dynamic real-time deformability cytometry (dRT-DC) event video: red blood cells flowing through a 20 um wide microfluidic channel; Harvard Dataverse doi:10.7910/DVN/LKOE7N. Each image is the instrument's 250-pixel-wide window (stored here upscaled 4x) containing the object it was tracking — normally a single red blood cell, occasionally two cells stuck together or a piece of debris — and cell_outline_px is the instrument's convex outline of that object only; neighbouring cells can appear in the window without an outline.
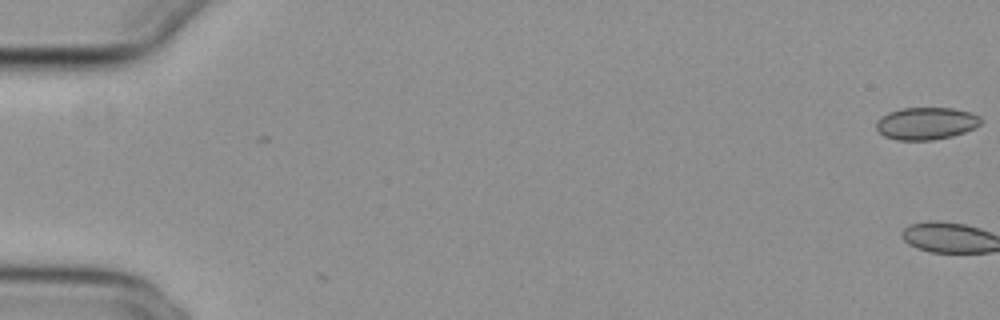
{"species": "common noctule bat (a hibernating species)", "species_latin": "Nyctalus noctula", "temperature_condition": "cold", "stored_images_in_passage": 3, "camera_frame_rate_fps": 3000, "um_per_image_px": 0.085, "animal": {"sex": "female", "body_mass_g": 29.2, "forearm_length_mm": 56.3}, "frame": {"image": 1, "passage_image": 1, "time_ms": 0.0, "image_size_px": [1000, 320], "cell_outline_px": [[984, 120], [976, 128], [952, 136], [932, 140], [896, 140], [884, 136], [876, 128], [876, 120], [880, 116], [888, 112], [900, 108], [952, 108], [972, 112], [980, 116]], "centroid_in_image_um": [78.74, 10.48], "position_along_channel_um": 6.3, "area_um2": 20.0}}